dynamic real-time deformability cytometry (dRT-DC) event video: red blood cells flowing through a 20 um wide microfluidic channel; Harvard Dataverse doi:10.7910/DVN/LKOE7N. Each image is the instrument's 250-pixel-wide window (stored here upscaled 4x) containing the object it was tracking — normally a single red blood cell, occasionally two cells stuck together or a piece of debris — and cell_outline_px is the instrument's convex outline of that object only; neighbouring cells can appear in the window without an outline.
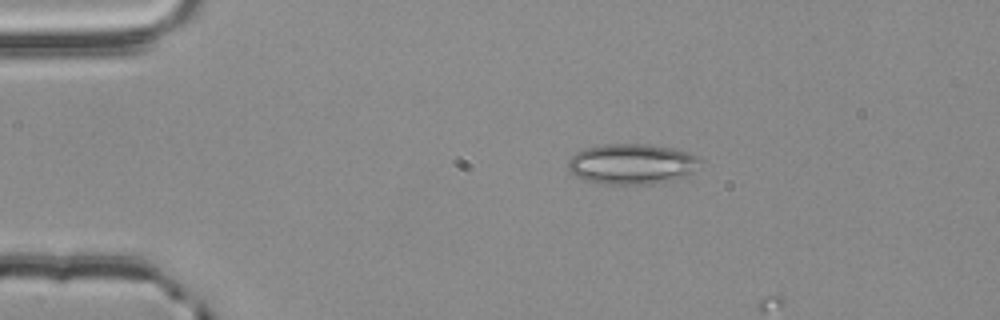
{"species": "common noctule bat (a hibernating species)", "species_latin": "Nyctalus noctula", "temperature_condition": "room temperature", "stored_images_in_passage": 2, "camera_frame_rate_fps": 3000, "um_per_image_px": 0.085, "animal": {"sex": "male", "body_mass_g": 20.4}, "frame": {"image": 1, "passage_image": 1, "time_ms": 0.0, "image_size_px": [1000, 320], "cell_outline_px": [[700, 160], [692, 172], [688, 176], [672, 180], [652, 184], [600, 184], [584, 180], [576, 176], [568, 168], [568, 160], [576, 152], [584, 148], [600, 144], [648, 144], [672, 148], [688, 152], [696, 156]], "centroid_in_image_um": [53.67, 13.94], "position_along_channel_um": 31.3, "area_um2": 31.27}}